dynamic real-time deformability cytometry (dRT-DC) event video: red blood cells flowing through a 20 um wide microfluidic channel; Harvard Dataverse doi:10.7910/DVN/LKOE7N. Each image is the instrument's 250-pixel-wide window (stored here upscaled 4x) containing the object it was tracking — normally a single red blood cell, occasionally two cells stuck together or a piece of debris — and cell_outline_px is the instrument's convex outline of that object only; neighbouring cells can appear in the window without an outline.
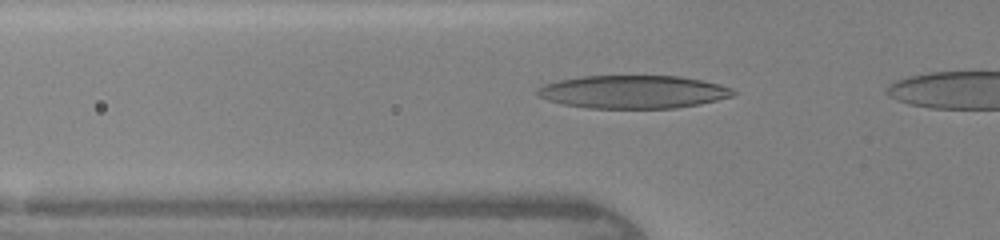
{"species": "human", "species_latin": "Homo sapiens", "temperature_condition": "warm", "stored_images_in_passage": 26, "camera_frame_rate_fps": 3000, "um_per_image_px": 0.085, "donor": {"sex": "female"}, "frame": {"image": 1, "passage_image": 5, "time_ms": 1.333, "image_size_px": [1000, 240], "cell_outline_px": [[736, 92], [732, 96], [700, 104], [676, 108], [588, 108], [564, 104], [548, 100], [536, 96], [536, 92], [544, 84], [560, 80], [580, 76], [680, 76], [704, 80], [720, 84], [732, 88]], "centroid_in_image_um": [53.84, 7.8], "position_along_channel_um": 72.0, "area_um2": 37.74}}
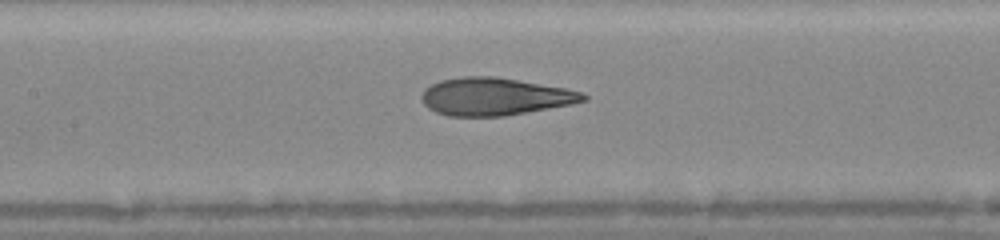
{"frame": {"image": 2, "passage_image": 11, "time_ms": 3.333, "image_size_px": [1000, 240], "cell_outline_px": [[588, 100], [572, 104], [504, 116], [448, 116], [436, 112], [428, 108], [424, 104], [420, 96], [424, 88], [440, 80], [464, 76], [492, 76], [564, 88], [584, 92], [588, 96]], "centroid_in_image_um": [42.04, 8.21], "position_along_channel_um": 165.4, "area_um2": 35.32}}
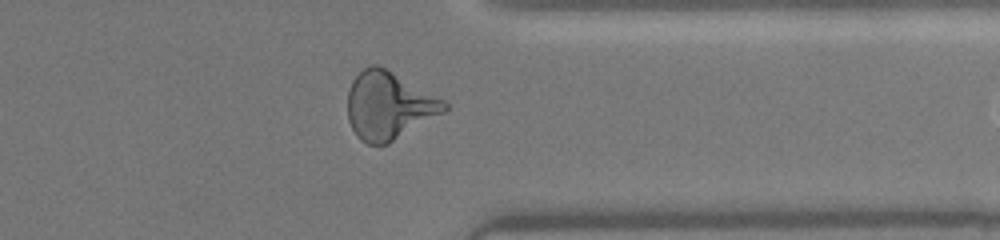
{"frame": {"image": 3, "passage_image": 25, "time_ms": 8.0, "image_size_px": [1000, 240], "cell_outline_px": [[448, 108], [444, 112], [388, 144], [368, 144], [360, 140], [356, 136], [348, 120], [348, 92], [352, 80], [368, 64], [376, 64], [384, 68], [444, 100], [448, 104]], "centroid_in_image_um": [33.02, 8.99], "position_along_channel_um": 378.4, "area_um2": 37.69}}